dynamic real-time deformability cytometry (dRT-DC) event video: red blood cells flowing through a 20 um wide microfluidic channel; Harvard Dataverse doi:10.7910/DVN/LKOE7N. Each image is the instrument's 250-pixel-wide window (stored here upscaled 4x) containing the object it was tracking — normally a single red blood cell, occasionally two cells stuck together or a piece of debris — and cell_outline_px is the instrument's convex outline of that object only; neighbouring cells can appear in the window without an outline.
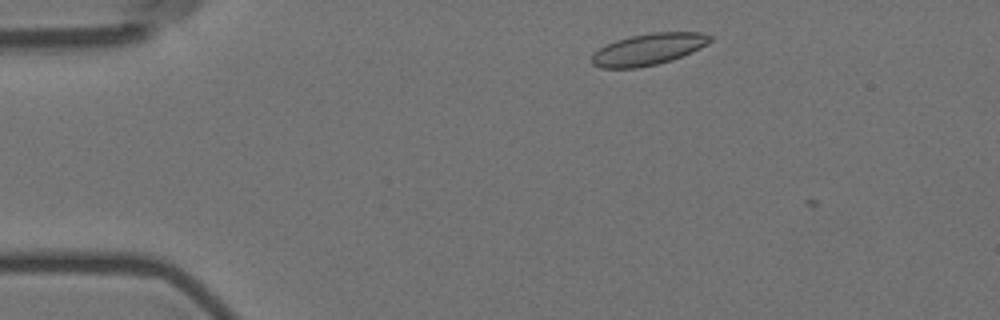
{"species": "Egyptian fruit bat (a non-hibernating species)", "species_latin": "Rousettus aegyptiacus", "temperature_condition": "room temperature", "stored_images_in_passage": 2, "camera_frame_rate_fps": 3000, "um_per_image_px": 0.085, "animal": {"sex": "female"}, "frame": {"image": 1, "passage_image": 1, "time_ms": 0.0, "image_size_px": [1000, 320], "cell_outline_px": [[712, 40], [708, 44], [692, 52], [672, 60], [656, 64], [636, 68], [600, 68], [592, 64], [592, 56], [600, 48], [616, 40], [632, 36], [652, 32], [700, 32], [712, 36]], "centroid_in_image_um": [55.15, 4.19], "position_along_channel_um": 29.9, "area_um2": 21.62}}